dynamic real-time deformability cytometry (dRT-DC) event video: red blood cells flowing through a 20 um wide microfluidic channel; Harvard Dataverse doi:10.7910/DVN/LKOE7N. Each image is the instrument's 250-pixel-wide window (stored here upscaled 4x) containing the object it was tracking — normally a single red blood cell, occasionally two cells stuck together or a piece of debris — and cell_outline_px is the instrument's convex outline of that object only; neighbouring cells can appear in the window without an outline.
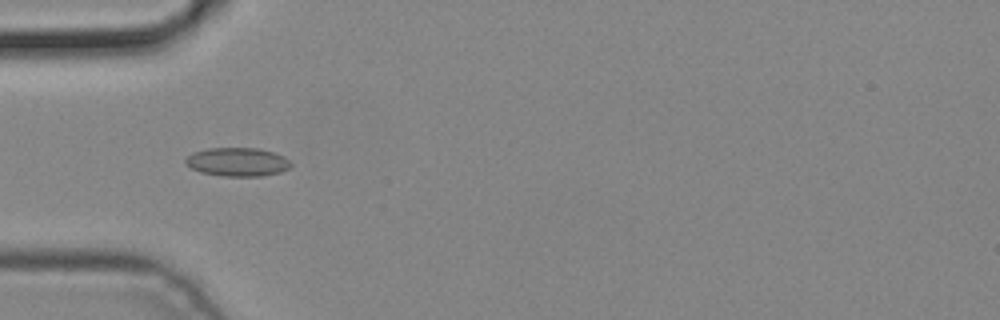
{"species": "common noctule bat (a hibernating species)", "species_latin": "Nyctalus noctula", "temperature_condition": "cold", "stored_images_in_passage": 4, "camera_frame_rate_fps": 3000, "um_per_image_px": 0.085, "animal": {"sex": "male", "body_mass_g": 19.2, "forearm_length_mm": 51.8}, "frame": {"image": 1, "passage_image": 3, "time_ms": 0.667, "image_size_px": [1000, 320], "cell_outline_px": [[292, 164], [288, 168], [280, 172], [260, 176], [224, 176], [200, 172], [184, 164], [184, 160], [192, 152], [208, 148], [260, 148], [284, 156]], "centroid_in_image_um": [20.15, 13.76], "position_along_channel_um": 64.8, "area_um2": 17.57}}
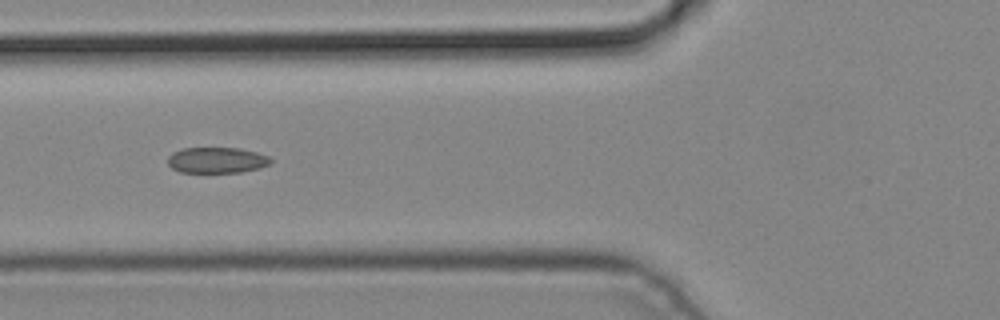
{"frame": {"image": 2, "passage_image": 4, "time_ms": 1.0, "image_size_px": [1000, 320], "cell_outline_px": [[272, 164], [260, 168], [240, 172], [180, 172], [172, 168], [168, 164], [168, 156], [172, 152], [184, 148], [240, 148], [256, 152], [268, 156], [272, 160]], "centroid_in_image_um": [18.44, 13.61], "position_along_channel_um": 107.4, "area_um2": 15.55}}